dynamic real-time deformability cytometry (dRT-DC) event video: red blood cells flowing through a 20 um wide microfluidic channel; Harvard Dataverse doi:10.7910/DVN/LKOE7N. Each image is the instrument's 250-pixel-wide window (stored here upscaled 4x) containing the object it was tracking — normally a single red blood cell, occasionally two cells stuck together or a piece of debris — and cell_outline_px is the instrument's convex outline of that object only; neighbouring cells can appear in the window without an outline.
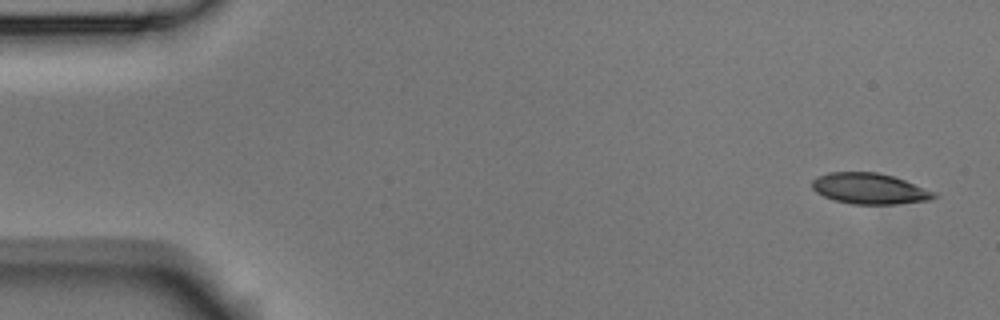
{"species": "Egyptian fruit bat (a non-hibernating species)", "species_latin": "Rousettus aegyptiacus", "temperature_condition": "room temperature", "stored_images_in_passage": 5, "camera_frame_rate_fps": 3000, "um_per_image_px": 0.085, "animal": {"sex": "male"}, "frame": {"image": 1, "passage_image": 1, "time_ms": 0.0, "image_size_px": [1000, 320], "cell_outline_px": [[936, 196], [928, 200], [896, 204], [852, 204], [836, 200], [824, 196], [816, 192], [812, 188], [812, 180], [828, 172], [876, 172], [892, 176], [904, 180], [936, 192]], "centroid_in_image_um": [73.9, 16.03], "position_along_channel_um": 11.1, "area_um2": 21.68}}
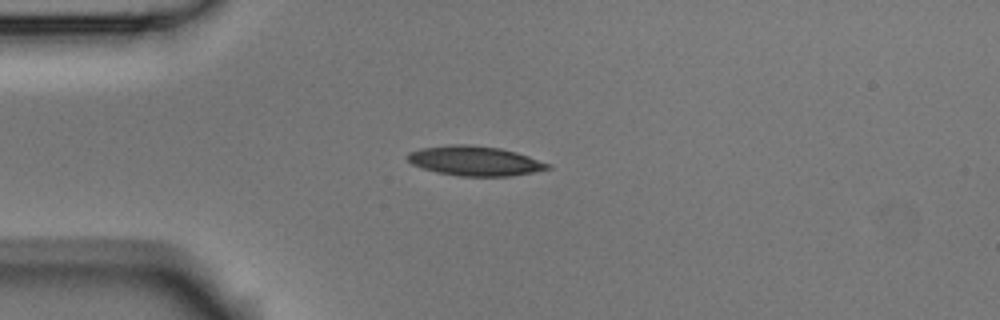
{"frame": {"image": 2, "passage_image": 3, "time_ms": 0.667, "image_size_px": [1000, 320], "cell_outline_px": [[552, 168], [512, 176], [460, 176], [436, 172], [412, 164], [404, 156], [408, 152], [420, 148], [448, 144], [468, 144], [500, 148], [516, 152], [552, 164]], "centroid_in_image_um": [40.35, 13.67], "position_along_channel_um": 44.7, "area_um2": 24.39}}